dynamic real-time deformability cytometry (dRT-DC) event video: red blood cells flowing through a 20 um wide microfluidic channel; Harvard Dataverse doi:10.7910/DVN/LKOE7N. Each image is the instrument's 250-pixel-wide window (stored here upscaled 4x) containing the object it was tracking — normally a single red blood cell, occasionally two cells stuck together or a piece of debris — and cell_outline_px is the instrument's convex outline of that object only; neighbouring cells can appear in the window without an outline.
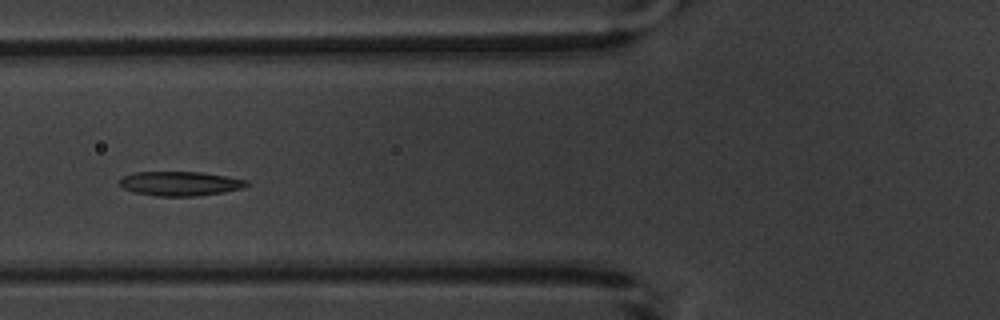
{"species": "common noctule bat (a hibernating species)", "species_latin": "Nyctalus noctula", "temperature_condition": "warm", "stored_images_in_passage": 8, "camera_frame_rate_fps": 3000, "um_per_image_px": 0.085, "animal": {"sex": "male", "body_mass_g": 20.1, "forearm_length_mm": 53.5}, "frame": {"image": 1, "passage_image": 4, "time_ms": 4.333, "image_size_px": [1000, 320], "cell_outline_px": [[248, 184], [240, 188], [224, 192], [196, 196], [156, 196], [132, 192], [116, 184], [116, 180], [120, 176], [132, 172], [200, 172], [248, 180]], "centroid_in_image_um": [15.17, 15.6], "position_along_channel_um": 110.6, "area_um2": 18.21}}
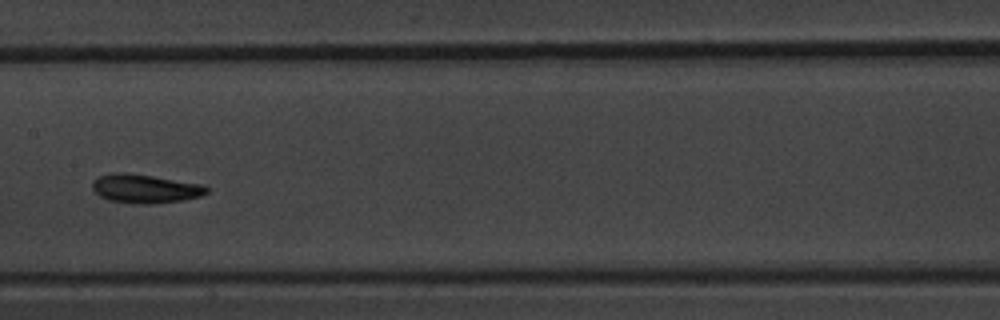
{"frame": {"image": 2, "passage_image": 6, "time_ms": 6.667, "image_size_px": [1000, 320], "cell_outline_px": [[208, 192], [200, 196], [180, 200], [152, 204], [144, 204], [108, 200], [100, 196], [92, 188], [92, 180], [100, 176], [120, 172], [152, 176], [204, 184], [208, 188]], "centroid_in_image_um": [12.34, 16.03], "position_along_channel_um": 195.1, "area_um2": 18.9}}
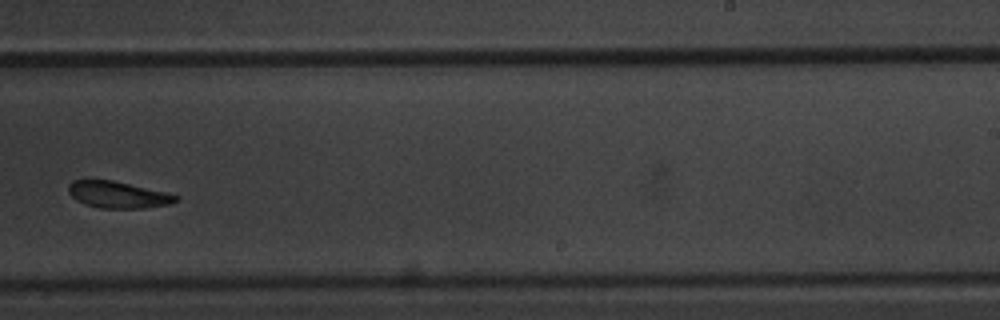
{"frame": {"image": 3, "passage_image": 8, "time_ms": 9.0, "image_size_px": [1000, 320], "cell_outline_px": [[180, 200], [168, 204], [140, 208], [100, 208], [84, 204], [76, 200], [68, 192], [68, 184], [72, 180], [112, 180], [168, 192], [180, 196]], "centroid_in_image_um": [10.03, 16.54], "position_along_channel_um": 279.0, "area_um2": 16.76}}